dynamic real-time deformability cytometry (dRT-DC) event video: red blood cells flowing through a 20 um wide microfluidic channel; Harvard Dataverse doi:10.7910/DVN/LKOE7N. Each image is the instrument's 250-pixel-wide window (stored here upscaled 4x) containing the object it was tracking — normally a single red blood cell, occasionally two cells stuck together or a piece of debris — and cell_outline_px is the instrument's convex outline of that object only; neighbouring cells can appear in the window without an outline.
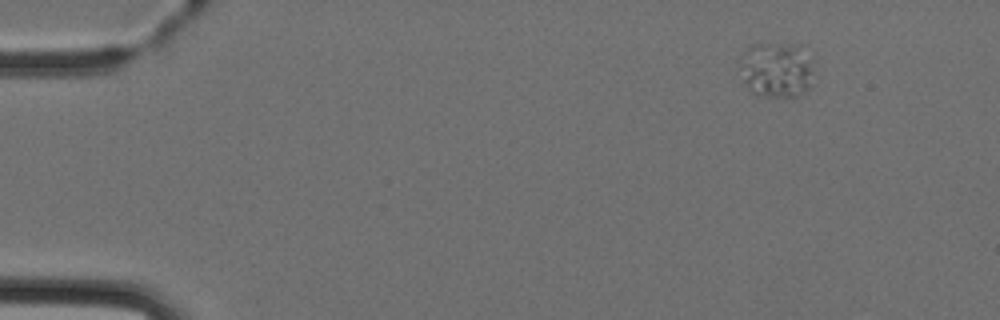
{"species": "Egyptian fruit bat (a non-hibernating species)", "species_latin": "Rousettus aegyptiacus", "temperature_condition": "cold", "stored_images_in_passage": 4, "camera_frame_rate_fps": 3000, "um_per_image_px": 0.085, "animal": {"sex": "female"}, "frame": {"image": 1, "passage_image": 1, "time_ms": 0.0, "image_size_px": [1000, 320], "cell_outline_px": [[816, 52], [812, 84], [804, 92], [796, 96], [756, 96], [748, 92], [744, 80], [740, 64], [740, 56], [752, 44], [800, 44]], "centroid_in_image_um": [66.11, 5.89], "position_along_channel_um": 18.9, "area_um2": 25.09}}